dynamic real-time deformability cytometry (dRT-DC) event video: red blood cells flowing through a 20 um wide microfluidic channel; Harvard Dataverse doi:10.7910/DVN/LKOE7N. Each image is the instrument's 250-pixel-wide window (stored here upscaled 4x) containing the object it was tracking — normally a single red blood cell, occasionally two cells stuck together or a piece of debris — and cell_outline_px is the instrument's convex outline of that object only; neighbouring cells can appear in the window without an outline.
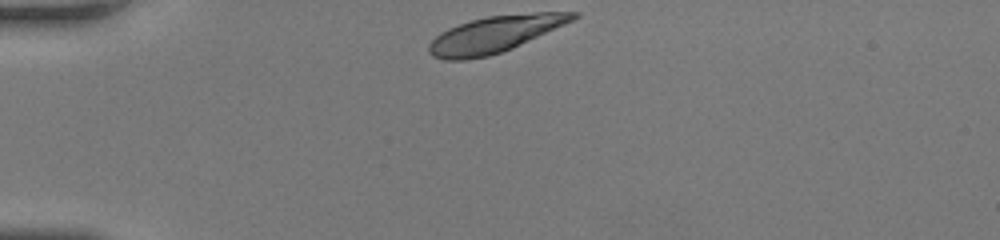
{"species": "human", "species_latin": "Homo sapiens", "temperature_condition": "room temperature", "stored_images_in_passage": 30, "camera_frame_rate_fps": 3000, "um_per_image_px": 0.085, "donor": {"sex": "female"}, "frame": {"image": 1, "passage_image": 1, "time_ms": 0.0, "image_size_px": [1000, 240], "cell_outline_px": [[580, 16], [564, 24], [512, 48], [488, 56], [464, 60], [444, 60], [432, 56], [428, 52], [428, 44], [440, 32], [448, 28], [472, 20], [488, 16], [536, 12], [580, 12]], "centroid_in_image_um": [42.02, 2.91], "position_along_channel_um": 43.0, "area_um2": 30.23}}
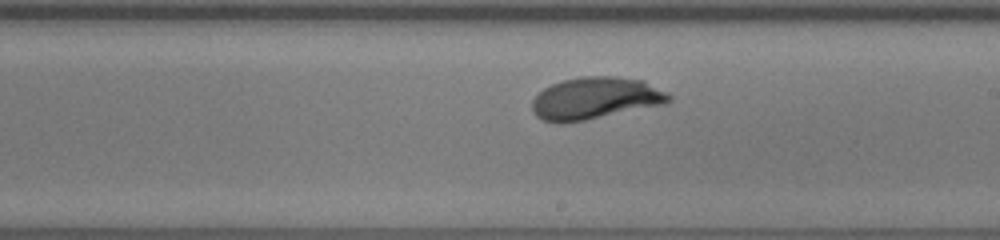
{"frame": {"image": 2, "passage_image": 18, "time_ms": 5.667, "image_size_px": [1000, 240], "cell_outline_px": [[672, 100], [668, 104], [564, 124], [560, 124], [540, 120], [532, 112], [532, 100], [544, 88], [552, 84], [564, 80], [580, 76], [616, 76], [644, 80], [668, 92], [672, 96]], "centroid_in_image_um": [50.63, 8.36], "position_along_channel_um": 238.4, "area_um2": 34.1}}
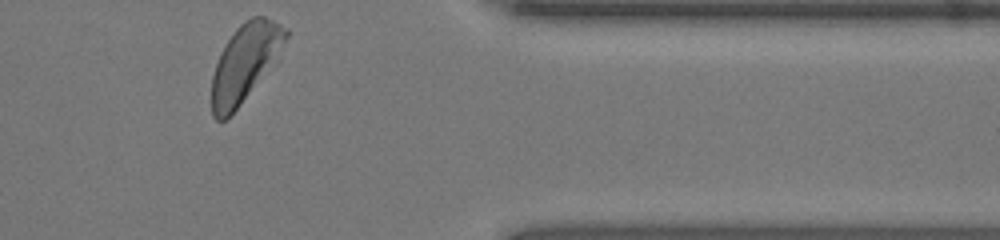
{"frame": {"image": 3, "passage_image": 30, "time_ms": 9.667, "image_size_px": [1000, 240], "cell_outline_px": [[288, 36], [236, 108], [224, 120], [216, 120], [212, 116], [212, 76], [220, 52], [224, 44], [236, 28], [244, 20], [252, 16], [264, 16], [288, 28]], "centroid_in_image_um": [20.73, 5.26], "position_along_channel_um": 390.7, "area_um2": 31.44}, "authors_computed_cell_mechanics": {"area_um2": 32.657, "velocity_mm_per_s": 4.1758, "shape_relaxation_time_tau1_ms": 2.3912, "shape_relaxation_time_tau2_ms": null, "deformation_change_tau1": 0.1397, "deformation_change_tau2": null}}